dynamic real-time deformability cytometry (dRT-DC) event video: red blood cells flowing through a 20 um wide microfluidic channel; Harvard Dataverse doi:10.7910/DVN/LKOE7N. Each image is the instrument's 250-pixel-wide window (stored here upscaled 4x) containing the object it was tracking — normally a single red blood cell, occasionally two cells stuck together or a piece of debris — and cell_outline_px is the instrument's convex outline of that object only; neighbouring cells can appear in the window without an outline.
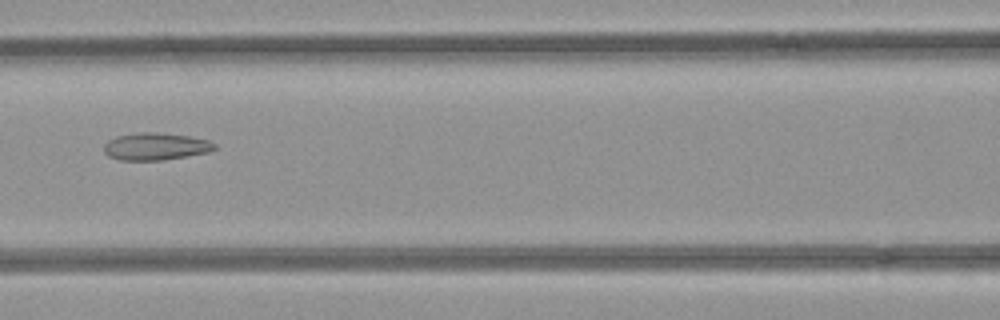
{"species": "common noctule bat (a hibernating species)", "species_latin": "Nyctalus noctula", "temperature_condition": "room temperature", "stored_images_in_passage": 6, "camera_frame_rate_fps": 3000, "um_per_image_px": 0.085, "animal": {"sex": "female", "body_mass_g": 21.9}, "frame": {"image": 1, "passage_image": 6, "time_ms": 1.667, "image_size_px": [1000, 320], "cell_outline_px": [[216, 148], [208, 152], [160, 160], [120, 160], [108, 156], [104, 152], [104, 144], [108, 140], [116, 136], [140, 132], [156, 132], [188, 136], [208, 140], [216, 144]], "centroid_in_image_um": [13.19, 12.44], "position_along_channel_um": 153.4, "area_um2": 17.46}}